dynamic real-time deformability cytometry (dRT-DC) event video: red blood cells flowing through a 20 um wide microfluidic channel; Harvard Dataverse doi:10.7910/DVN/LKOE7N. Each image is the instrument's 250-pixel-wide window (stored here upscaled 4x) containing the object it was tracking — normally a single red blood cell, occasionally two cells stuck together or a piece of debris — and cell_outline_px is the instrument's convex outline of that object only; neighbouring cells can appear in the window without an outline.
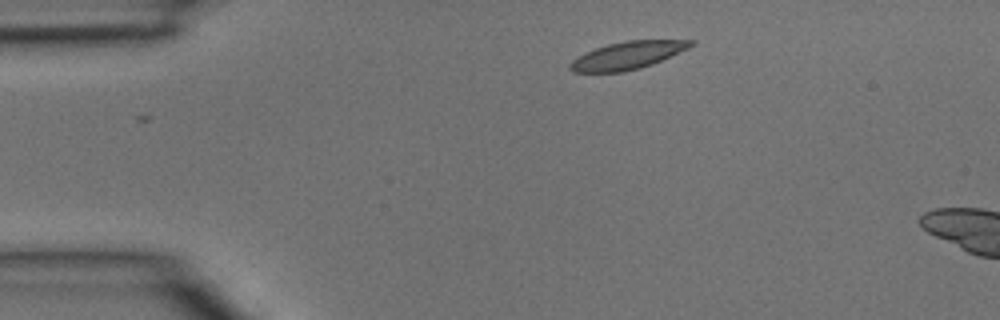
{"species": "common noctule bat (a hibernating species)", "species_latin": "Nyctalus noctula", "temperature_condition": "room temperature", "stored_images_in_passage": 3, "camera_frame_rate_fps": 3000, "um_per_image_px": 0.085, "animal": {"sex": "male", "body_mass_g": 15.6}, "frame": {"image": 1, "passage_image": 1, "time_ms": 0.0, "image_size_px": [1000, 320], "cell_outline_px": [[696, 44], [688, 48], [652, 64], [640, 68], [620, 72], [572, 72], [568, 68], [568, 64], [572, 60], [584, 52], [608, 44], [628, 40], [696, 40]], "centroid_in_image_um": [53.31, 4.71], "position_along_channel_um": 31.7, "area_um2": 19.36}}